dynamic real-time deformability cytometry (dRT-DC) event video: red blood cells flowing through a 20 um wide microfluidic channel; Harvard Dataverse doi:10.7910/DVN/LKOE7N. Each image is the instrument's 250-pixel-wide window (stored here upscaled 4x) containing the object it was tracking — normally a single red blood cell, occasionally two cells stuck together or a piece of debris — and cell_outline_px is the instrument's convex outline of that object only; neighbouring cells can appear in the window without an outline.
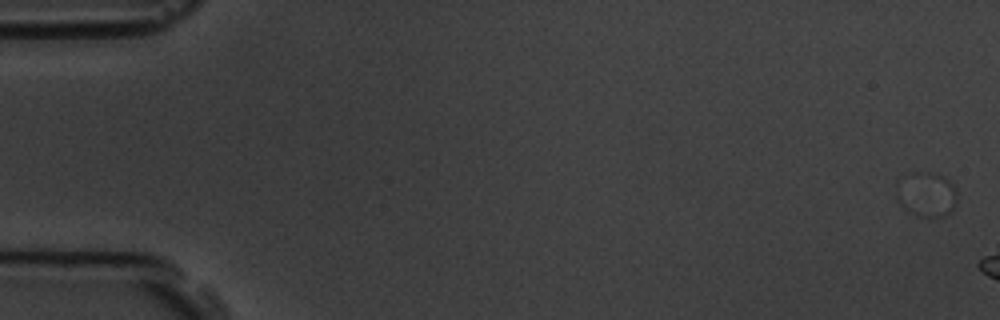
{"species": "common noctule bat (a hibernating species)", "species_latin": "Nyctalus noctula", "temperature_condition": "room temperature", "stored_images_in_passage": 3, "camera_frame_rate_fps": 3000, "um_per_image_px": 0.085, "animal": {"sex": "male", "body_mass_g": 19.5, "forearm_length_mm": 54.6}, "frame": {"image": 1, "passage_image": 1, "time_ms": 0.0, "image_size_px": [1000, 320], "cell_outline_px": [[956, 196], [952, 208], [944, 216], [916, 216], [904, 208], [896, 200], [896, 180], [928, 172], [940, 176], [948, 180], [956, 188]], "centroid_in_image_um": [78.71, 16.55], "position_along_channel_um": 6.3, "area_um2": 15.26}}